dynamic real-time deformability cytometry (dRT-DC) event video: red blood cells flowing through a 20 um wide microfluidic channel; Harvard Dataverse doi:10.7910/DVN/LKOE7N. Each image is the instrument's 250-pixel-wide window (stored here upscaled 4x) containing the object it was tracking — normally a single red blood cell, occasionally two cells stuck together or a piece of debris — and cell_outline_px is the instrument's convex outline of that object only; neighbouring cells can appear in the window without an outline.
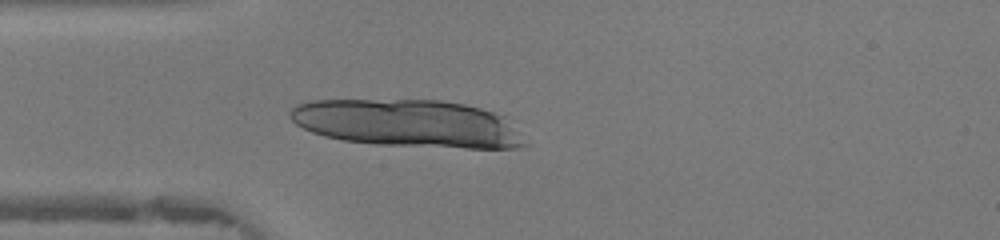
{"species": "human", "species_latin": "Homo sapiens", "temperature_condition": "warm", "stored_images_in_passage": 16, "camera_frame_rate_fps": 3000, "um_per_image_px": 0.085, "donor": {"sex": "female"}, "frame": {"image": 1, "passage_image": 12, "time_ms": 3.667, "image_size_px": [1000, 240], "cell_outline_px": [[532, 144], [516, 148], [468, 148], [376, 144], [344, 140], [324, 136], [312, 132], [296, 124], [288, 116], [288, 112], [296, 104], [312, 100], [440, 100], [464, 104], [480, 108], [504, 116]], "centroid_in_image_um": [34.7, 10.49], "position_along_channel_um": 50.3, "area_um2": 65.2}}